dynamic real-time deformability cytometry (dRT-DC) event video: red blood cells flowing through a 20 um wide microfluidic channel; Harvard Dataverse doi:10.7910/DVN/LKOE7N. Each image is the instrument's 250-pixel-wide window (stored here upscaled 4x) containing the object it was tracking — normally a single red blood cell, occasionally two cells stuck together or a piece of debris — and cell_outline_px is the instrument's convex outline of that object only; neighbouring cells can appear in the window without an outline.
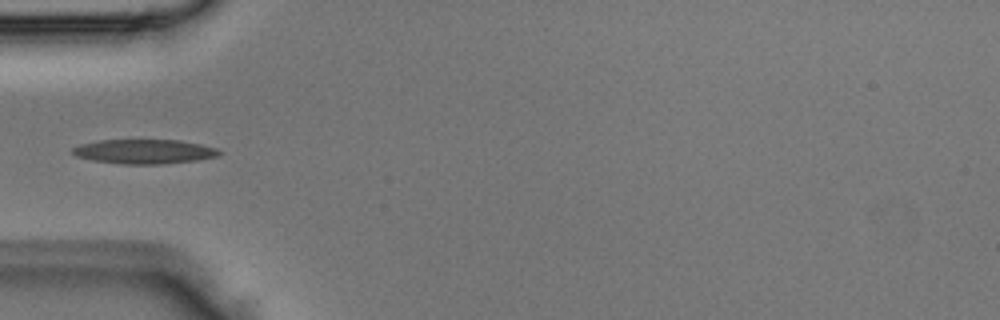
{"species": "Egyptian fruit bat (a non-hibernating species)", "species_latin": "Rousettus aegyptiacus", "temperature_condition": "room temperature", "stored_images_in_passage": 1, "camera_frame_rate_fps": 3000, "um_per_image_px": 0.085, "animal": {"sex": "male"}, "frame": {"image": 1, "passage_image": 1, "time_ms": 0.0, "image_size_px": [1000, 320], "cell_outline_px": [[220, 156], [196, 160], [160, 164], [120, 164], [92, 160], [76, 156], [72, 152], [72, 148], [80, 144], [100, 140], [180, 140], [200, 144], [216, 148], [220, 152]], "centroid_in_image_um": [12.25, 12.88], "position_along_channel_um": 72.8, "area_um2": 20.81}}